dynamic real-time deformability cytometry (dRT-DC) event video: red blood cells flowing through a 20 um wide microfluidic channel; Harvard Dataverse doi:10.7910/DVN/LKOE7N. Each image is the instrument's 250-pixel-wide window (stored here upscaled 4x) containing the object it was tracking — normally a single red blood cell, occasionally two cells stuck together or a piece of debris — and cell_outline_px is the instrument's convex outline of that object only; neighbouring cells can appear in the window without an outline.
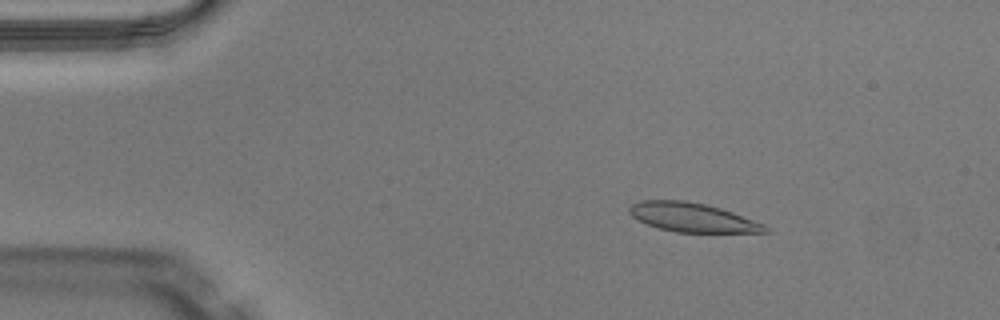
{"species": "Egyptian fruit bat (a non-hibernating species)", "species_latin": "Rousettus aegyptiacus", "temperature_condition": "warm", "stored_images_in_passage": 50, "camera_frame_rate_fps": 3000, "um_per_image_px": 0.085, "animal": {"sex": "male"}, "frame": {"image": 1, "passage_image": 8, "time_ms": 2.333, "image_size_px": [1000, 320], "cell_outline_px": [[768, 232], [676, 232], [660, 228], [648, 224], [632, 216], [628, 212], [628, 208], [632, 204], [640, 200], [684, 200], [704, 204], [720, 208], [732, 212], [764, 224], [768, 228]], "centroid_in_image_um": [58.83, 18.47], "position_along_channel_um": 26.2, "area_um2": 22.66}}
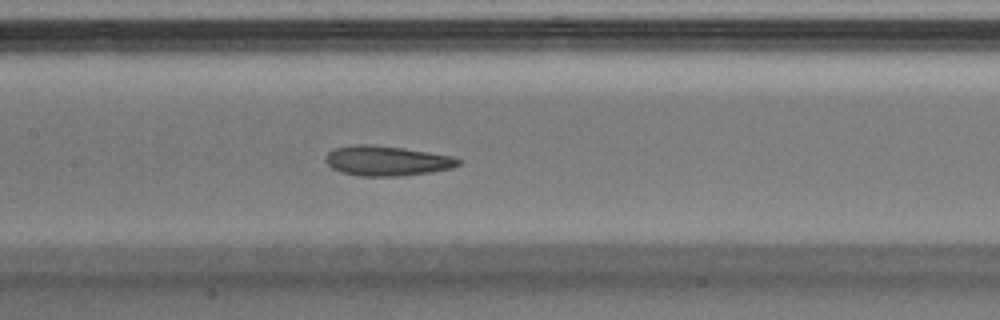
{"frame": {"image": 2, "passage_image": 24, "time_ms": 7.667, "image_size_px": [1000, 320], "cell_outline_px": [[464, 160], [460, 164], [452, 168], [432, 172], [400, 176], [360, 176], [344, 172], [332, 168], [324, 160], [324, 156], [332, 148], [352, 144], [372, 144], [404, 148], [452, 156]], "centroid_in_image_um": [32.88, 13.65], "position_along_channel_um": 174.5, "area_um2": 23.41}}
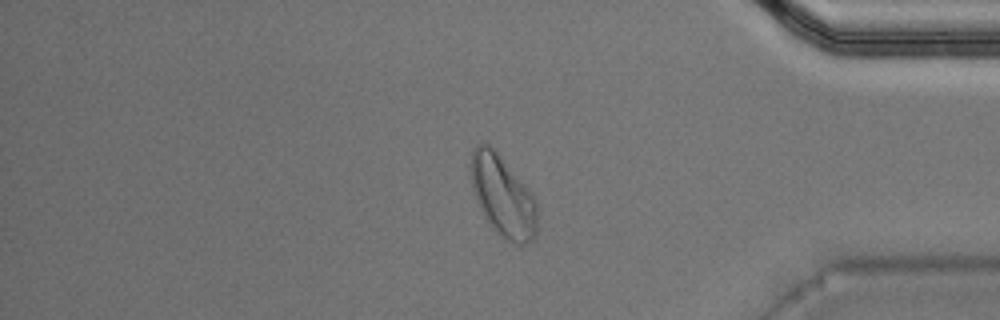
{"frame": {"image": 3, "passage_image": 42, "time_ms": 13.667, "image_size_px": [1000, 320], "cell_outline_px": [[536, 236], [532, 240], [524, 244], [520, 244], [508, 240], [496, 232], [484, 216], [476, 200], [472, 188], [472, 148], [476, 144], [484, 140], [496, 152], [532, 192], [536, 200]], "centroid_in_image_um": [42.74, 16.66], "position_along_channel_um": 392.5, "area_um2": 30.92}, "authors_computed_cell_mechanics": {"area_um2": 23.8136, "velocity_mm_per_s": 4.032, "shape_relaxation_time_tau1_ms": 4.791, "shape_relaxation_time_tau2_ms": 0.6287, "deformation_change_tau1": 0.1741, "deformation_change_tau2": 0.0788}}